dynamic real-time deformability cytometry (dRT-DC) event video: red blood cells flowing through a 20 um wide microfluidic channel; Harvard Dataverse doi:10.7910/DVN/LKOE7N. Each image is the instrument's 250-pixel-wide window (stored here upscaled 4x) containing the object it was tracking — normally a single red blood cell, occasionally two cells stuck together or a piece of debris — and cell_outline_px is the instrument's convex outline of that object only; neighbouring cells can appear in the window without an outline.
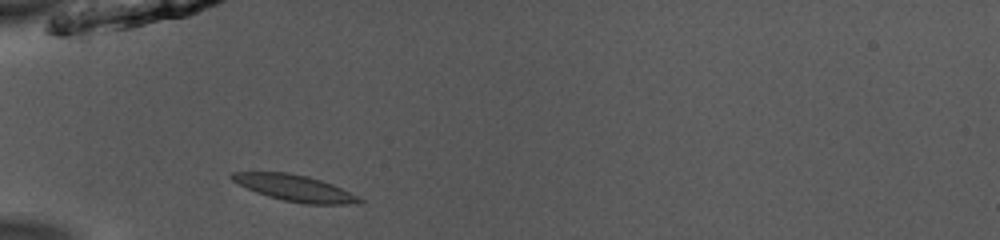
{"species": "common noctule bat (a hibernating species)", "species_latin": "Nyctalus noctula", "temperature_condition": "room temperature", "stored_images_in_passage": 36, "camera_frame_rate_fps": 3000, "um_per_image_px": 0.085, "animal": {"sex": "male", "body_mass_g": 13.0, "forearm_length_mm": 53.1}, "frame": {"image": 1, "passage_image": 2, "time_ms": 0.333, "image_size_px": [1000, 240], "cell_outline_px": [[364, 200], [360, 204], [304, 204], [284, 200], [268, 196], [256, 192], [232, 180], [228, 176], [232, 172], [288, 172], [308, 176], [332, 184], [360, 196]], "centroid_in_image_um": [25.1, 15.99], "position_along_channel_um": 59.9, "area_um2": 19.54}}
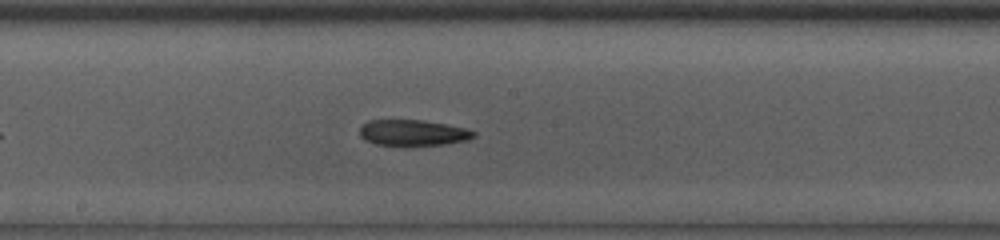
{"frame": {"image": 2, "passage_image": 14, "time_ms": 4.333, "image_size_px": [1000, 240], "cell_outline_px": [[476, 136], [468, 140], [444, 144], [408, 148], [376, 144], [364, 140], [360, 136], [360, 128], [368, 120], [424, 120], [464, 128], [476, 132]], "centroid_in_image_um": [35.08, 11.32], "position_along_channel_um": 213.1, "area_um2": 17.8}}
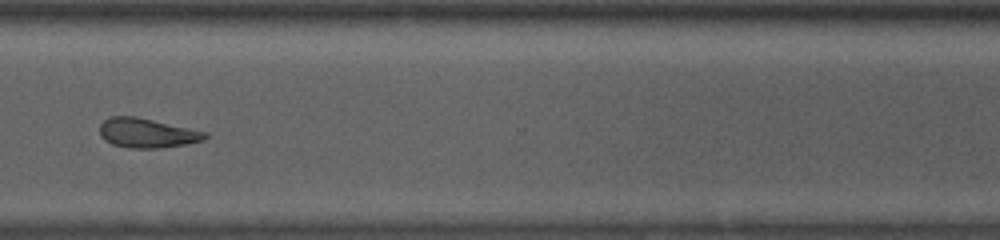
{"frame": {"image": 3, "passage_image": 25, "time_ms": 8.0, "image_size_px": [1000, 240], "cell_outline_px": [[208, 136], [204, 140], [184, 144], [160, 148], [128, 148], [112, 144], [104, 140], [100, 136], [100, 124], [104, 120], [112, 116], [136, 116], [208, 132]], "centroid_in_image_um": [12.49, 11.3], "position_along_channel_um": 358.1, "area_um2": 18.15}}